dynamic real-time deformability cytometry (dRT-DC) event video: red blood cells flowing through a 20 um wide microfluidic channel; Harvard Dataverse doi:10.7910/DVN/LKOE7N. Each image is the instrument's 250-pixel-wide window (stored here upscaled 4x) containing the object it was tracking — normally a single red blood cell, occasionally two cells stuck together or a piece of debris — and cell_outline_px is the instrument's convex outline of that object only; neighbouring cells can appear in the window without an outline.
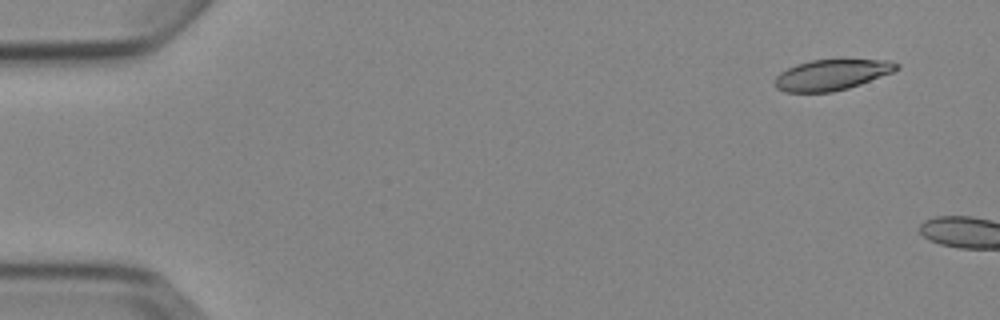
{"species": "Egyptian fruit bat (a non-hibernating species)", "species_latin": "Rousettus aegyptiacus", "temperature_condition": "cold", "stored_images_in_passage": 2, "camera_frame_rate_fps": 3000, "um_per_image_px": 0.085, "animal": {"sex": "female"}, "frame": {"image": 1, "passage_image": 1, "time_ms": 0.0, "image_size_px": [1000, 320], "cell_outline_px": [[900, 68], [892, 72], [860, 84], [848, 88], [832, 92], [784, 92], [776, 88], [776, 76], [780, 72], [796, 64], [812, 60], [888, 60], [900, 64]], "centroid_in_image_um": [70.69, 6.36], "position_along_channel_um": 14.3, "area_um2": 21.56}}